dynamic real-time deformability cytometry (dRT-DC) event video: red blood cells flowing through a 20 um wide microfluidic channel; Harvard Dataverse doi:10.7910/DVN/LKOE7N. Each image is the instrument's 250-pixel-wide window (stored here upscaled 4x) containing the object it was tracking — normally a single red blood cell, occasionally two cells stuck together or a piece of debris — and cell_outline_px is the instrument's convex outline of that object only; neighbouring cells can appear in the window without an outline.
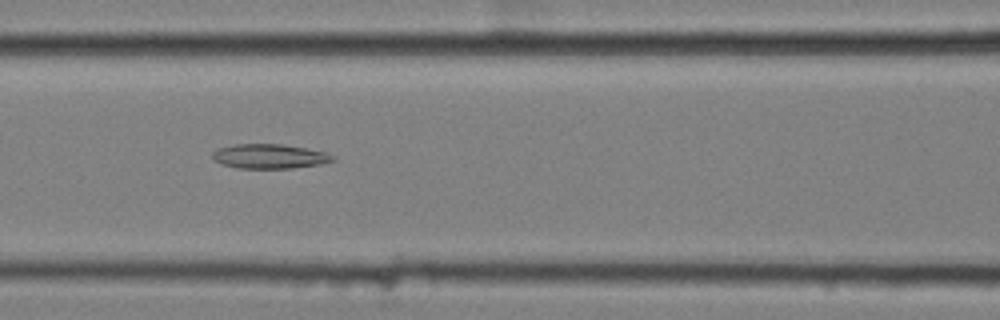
{"species": "common noctule bat (a hibernating species)", "species_latin": "Nyctalus noctula", "temperature_condition": "cold", "stored_images_in_passage": 41, "camera_frame_rate_fps": 3000, "um_per_image_px": 0.085, "animal": {"sex": "female", "body_mass_g": 25.1}, "frame": {"image": 1, "passage_image": 9, "time_ms": 2.667, "image_size_px": [1000, 320], "cell_outline_px": [[336, 160], [320, 164], [292, 168], [236, 168], [220, 164], [212, 160], [212, 152], [216, 148], [236, 144], [280, 144], [304, 148], [324, 152], [336, 156]], "centroid_in_image_um": [22.86, 13.29], "position_along_channel_um": 143.7, "area_um2": 17.28}}
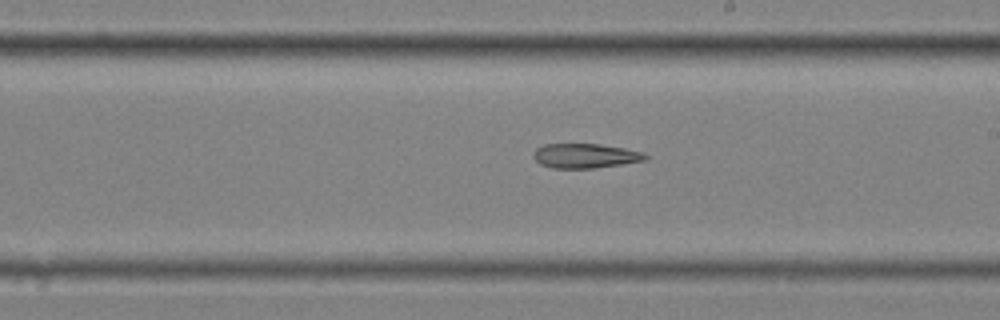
{"frame": {"image": 2, "passage_image": 17, "time_ms": 5.333, "image_size_px": [1000, 320], "cell_outline_px": [[648, 160], [592, 168], [552, 168], [540, 164], [532, 156], [532, 152], [536, 148], [544, 144], [600, 144], [624, 148], [644, 152], [648, 156]], "centroid_in_image_um": [49.73, 13.24], "position_along_channel_um": 239.3, "area_um2": 16.07}}
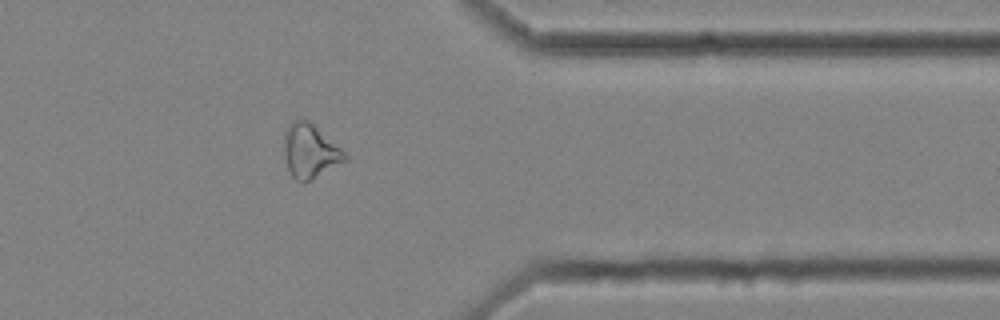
{"frame": {"image": 3, "passage_image": 30, "time_ms": 9.667, "image_size_px": [1000, 320], "cell_outline_px": [[348, 160], [304, 184], [296, 180], [288, 172], [284, 156], [284, 132], [292, 120], [308, 120], [340, 148], [348, 156]], "centroid_in_image_um": [26.33, 12.89], "position_along_channel_um": 385.1, "area_um2": 19.19}, "authors_computed_cell_mechanics": {"area_um2": 17.4556, "velocity_mm_per_s": 3.5887, "shape_relaxation_time_tau1_ms": null, "shape_relaxation_time_tau2_ms": 2.1151, "deformation_change_tau1": null, "deformation_change_tau2": 0.079}}